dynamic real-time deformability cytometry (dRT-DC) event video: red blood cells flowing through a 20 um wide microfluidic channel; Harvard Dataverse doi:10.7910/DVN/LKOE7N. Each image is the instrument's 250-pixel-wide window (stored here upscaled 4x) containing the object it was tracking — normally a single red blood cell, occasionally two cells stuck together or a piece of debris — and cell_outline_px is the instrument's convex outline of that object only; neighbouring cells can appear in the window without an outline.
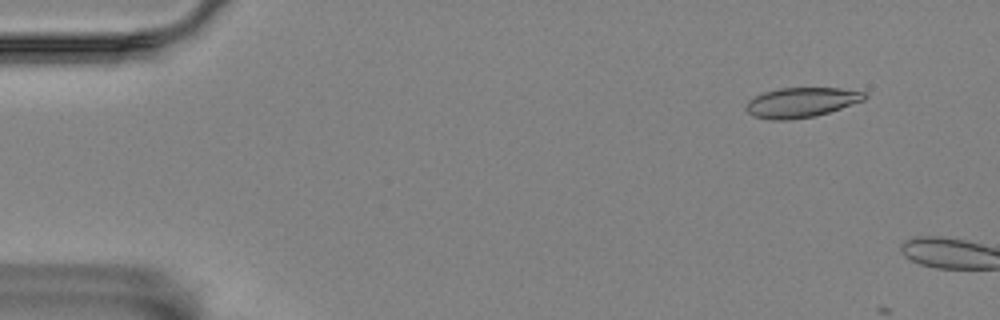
{"species": "Egyptian fruit bat (a non-hibernating species)", "species_latin": "Rousettus aegyptiacus", "temperature_condition": "room temperature", "stored_images_in_passage": 4, "camera_frame_rate_fps": 3000, "um_per_image_px": 0.085, "animal": {"sex": "female"}, "frame": {"image": 1, "passage_image": 1, "time_ms": 0.0, "image_size_px": [1000, 320], "cell_outline_px": [[868, 96], [864, 100], [816, 116], [788, 120], [768, 120], [752, 116], [744, 108], [748, 100], [764, 92], [780, 88], [840, 88], [864, 92]], "centroid_in_image_um": [68.07, 8.71], "position_along_channel_um": 16.9, "area_um2": 20.63}}